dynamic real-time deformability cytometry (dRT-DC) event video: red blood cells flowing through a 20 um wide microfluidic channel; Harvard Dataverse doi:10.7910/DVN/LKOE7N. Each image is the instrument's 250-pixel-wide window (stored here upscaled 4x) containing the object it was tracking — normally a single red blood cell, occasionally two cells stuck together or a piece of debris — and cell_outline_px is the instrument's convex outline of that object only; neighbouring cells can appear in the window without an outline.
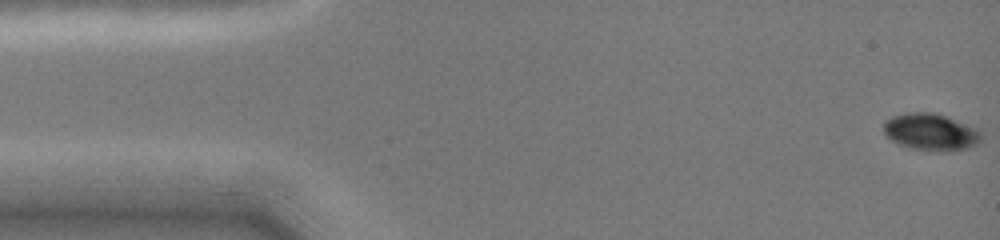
{"species": "common noctule bat (a hibernating species)", "species_latin": "Nyctalus noctula", "temperature_condition": "cold", "stored_images_in_passage": 17, "camera_frame_rate_fps": 3000, "um_per_image_px": 0.085, "animal": {"sex": "female", "body_mass_g": 19.0, "forearm_length_mm": 51.5}, "frame": {"image": 1, "passage_image": 1, "time_ms": 0.0, "image_size_px": [1000, 240], "cell_outline_px": [[980, 140], [976, 144], [968, 148], [944, 152], [908, 148], [892, 140], [884, 132], [884, 124], [892, 116], [908, 112], [936, 112], [976, 128], [980, 132]], "centroid_in_image_um": [79.12, 11.22], "position_along_channel_um": 5.9, "area_um2": 20.87}}
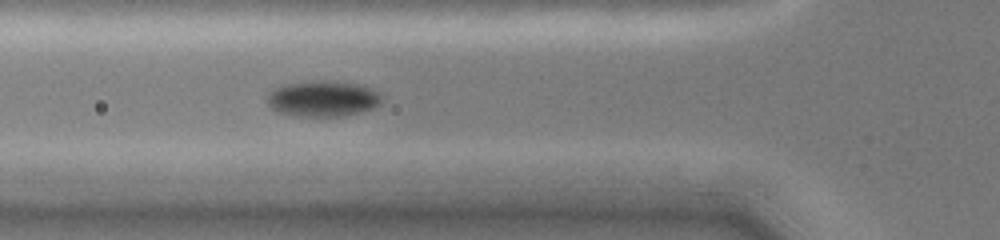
{"frame": {"image": 2, "passage_image": 15, "time_ms": 5.333, "image_size_px": [1000, 240], "cell_outline_px": [[384, 96], [380, 104], [372, 108], [360, 112], [344, 116], [296, 116], [280, 112], [272, 108], [268, 104], [268, 92], [276, 88], [288, 84], [364, 84], [372, 88]], "centroid_in_image_um": [27.51, 8.45], "position_along_channel_um": 98.3, "area_um2": 22.83}}
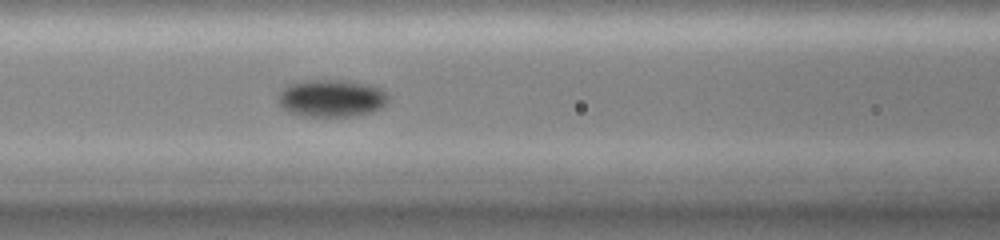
{"frame": {"image": 3, "passage_image": 17, "time_ms": 6.333, "image_size_px": [1000, 240], "cell_outline_px": [[388, 100], [380, 108], [372, 112], [352, 116], [300, 116], [288, 112], [280, 108], [280, 92], [288, 84], [304, 80], [340, 80], [368, 84], [384, 92], [388, 96]], "centroid_in_image_um": [28.13, 8.36], "position_along_channel_um": 138.5, "area_um2": 23.81}}